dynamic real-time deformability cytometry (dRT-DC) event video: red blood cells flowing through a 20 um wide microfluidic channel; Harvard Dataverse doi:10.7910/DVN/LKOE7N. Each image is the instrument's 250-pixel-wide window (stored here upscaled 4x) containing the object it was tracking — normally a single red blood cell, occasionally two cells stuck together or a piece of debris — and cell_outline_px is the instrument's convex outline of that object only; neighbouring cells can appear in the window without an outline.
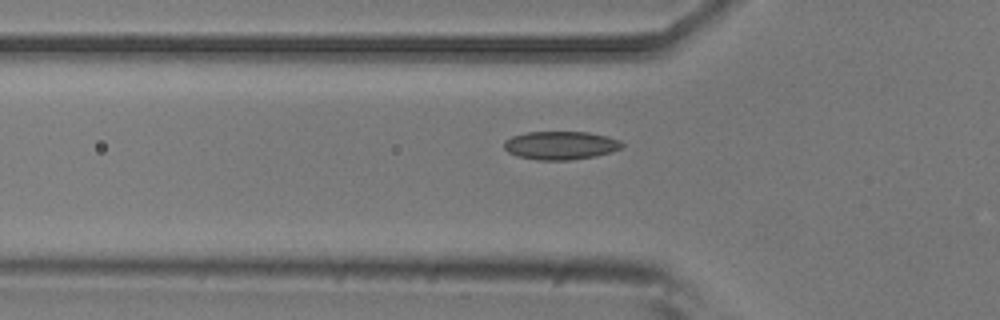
{"species": "common noctule bat (a hibernating species)", "species_latin": "Nyctalus noctula", "temperature_condition": "room temperature", "stored_images_in_passage": 47, "camera_frame_rate_fps": 3000, "um_per_image_px": 0.085, "animal": {"sex": "male", "body_mass_g": 20.5, "forearm_length_mm": 52.5}, "frame": {"image": 1, "passage_image": 17, "time_ms": 5.333, "image_size_px": [1000, 320], "cell_outline_px": [[624, 144], [620, 148], [612, 152], [596, 156], [568, 160], [536, 160], [516, 156], [508, 152], [504, 148], [504, 140], [512, 136], [528, 132], [588, 132], [608, 136], [620, 140]], "centroid_in_image_um": [47.65, 12.36], "position_along_channel_um": 78.2, "area_um2": 19.59}}
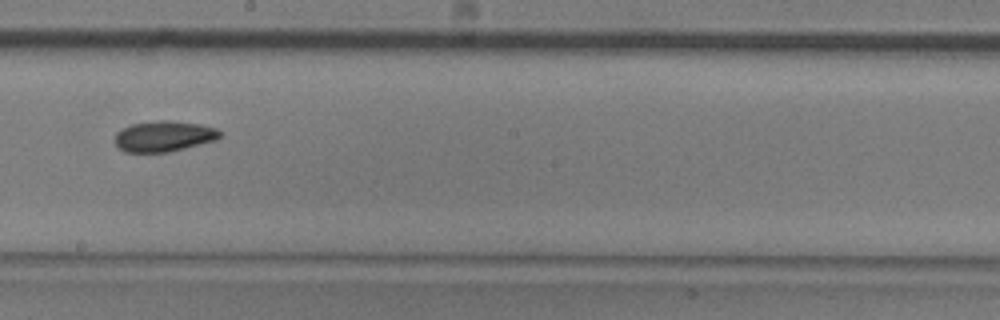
{"frame": {"image": 2, "passage_image": 29, "time_ms": 9.333, "image_size_px": [1000, 320], "cell_outline_px": [[224, 132], [216, 140], [168, 152], [124, 152], [116, 144], [116, 132], [132, 124], [160, 120], [172, 120], [200, 124], [216, 128]], "centroid_in_image_um": [13.97, 11.57], "position_along_channel_um": 234.2, "area_um2": 18.73}}
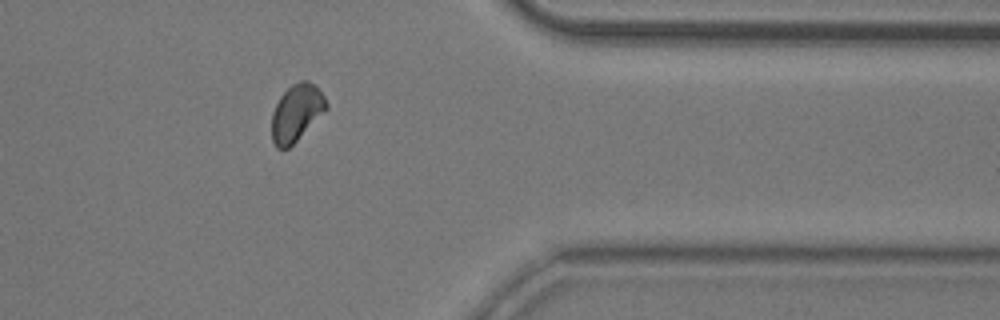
{"frame": {"image": 3, "passage_image": 42, "time_ms": 13.667, "image_size_px": [1000, 320], "cell_outline_px": [[328, 108], [288, 148], [276, 148], [272, 140], [272, 112], [280, 96], [292, 84], [300, 80], [308, 80], [324, 96], [328, 104]], "centroid_in_image_um": [25.18, 9.57], "position_along_channel_um": 386.2, "area_um2": 17.74}, "authors_computed_cell_mechanics": {"area_um2": 18.5538, "velocity_mm_per_s": 3.8786, "shape_relaxation_time_tau1_ms": 5.9008, "shape_relaxation_time_tau2_ms": 3.5819, "deformation_change_tau1": 0.093, "deformation_change_tau2": 0.069}}